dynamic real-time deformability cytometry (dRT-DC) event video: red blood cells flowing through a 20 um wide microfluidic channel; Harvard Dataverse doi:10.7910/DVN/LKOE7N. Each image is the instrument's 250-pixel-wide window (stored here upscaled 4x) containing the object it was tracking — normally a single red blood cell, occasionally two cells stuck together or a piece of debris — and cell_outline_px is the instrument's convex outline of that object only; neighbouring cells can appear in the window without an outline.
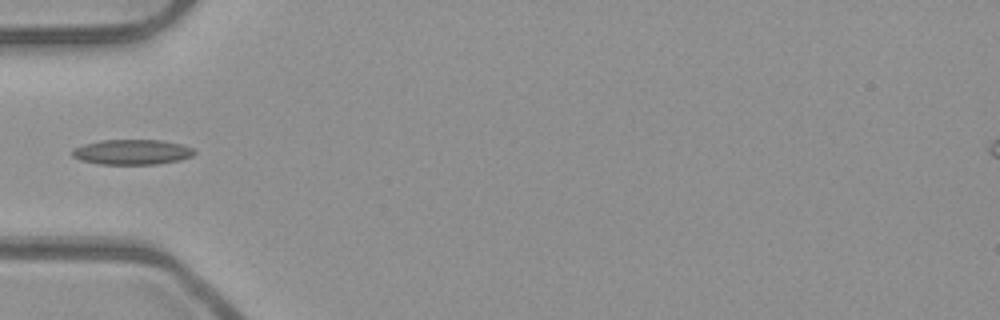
{"species": "common noctule bat (a hibernating species)", "species_latin": "Nyctalus noctula", "temperature_condition": "room temperature", "stored_images_in_passage": 36, "camera_frame_rate_fps": 3000, "um_per_image_px": 0.085, "animal": {"sex": "male", "body_mass_g": 23.1, "forearm_length_mm": 52.7}, "frame": {"image": 1, "passage_image": 1, "time_ms": 0.0, "image_size_px": [1000, 320], "cell_outline_px": [[196, 152], [192, 156], [180, 160], [156, 164], [100, 164], [80, 160], [72, 156], [72, 148], [84, 144], [100, 140], [160, 140], [180, 144], [192, 148]], "centroid_in_image_um": [11.2, 12.92], "position_along_channel_um": 73.8, "area_um2": 17.86}}
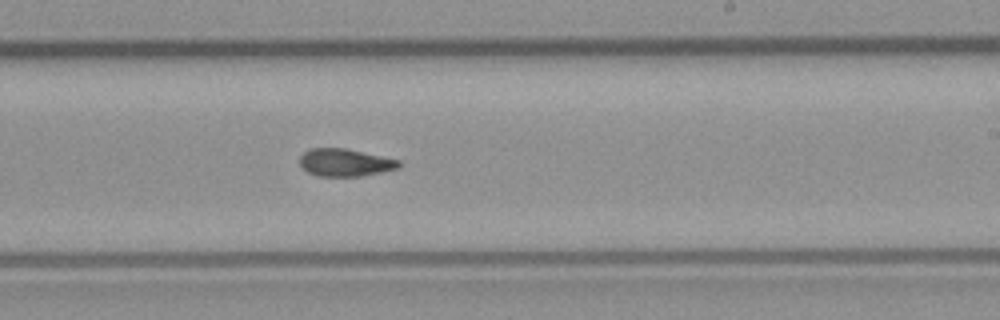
{"frame": {"image": 2, "passage_image": 15, "time_ms": 4.667, "image_size_px": [1000, 320], "cell_outline_px": [[400, 164], [396, 168], [360, 176], [320, 176], [308, 172], [300, 164], [300, 156], [308, 148], [344, 148], [400, 160]], "centroid_in_image_um": [29.28, 13.8], "position_along_channel_um": 259.7, "area_um2": 15.61}}
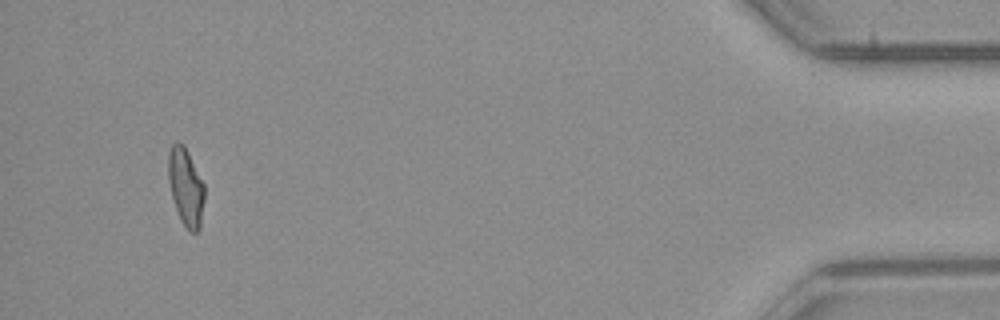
{"frame": {"image": 3, "passage_image": 33, "time_ms": 10.667, "image_size_px": [1000, 320], "cell_outline_px": [[204, 200], [200, 228], [196, 232], [188, 232], [180, 220], [172, 196], [168, 180], [168, 152], [172, 144], [176, 140], [184, 144], [204, 184]], "centroid_in_image_um": [15.78, 15.88], "position_along_channel_um": 419.4, "area_um2": 16.47}}